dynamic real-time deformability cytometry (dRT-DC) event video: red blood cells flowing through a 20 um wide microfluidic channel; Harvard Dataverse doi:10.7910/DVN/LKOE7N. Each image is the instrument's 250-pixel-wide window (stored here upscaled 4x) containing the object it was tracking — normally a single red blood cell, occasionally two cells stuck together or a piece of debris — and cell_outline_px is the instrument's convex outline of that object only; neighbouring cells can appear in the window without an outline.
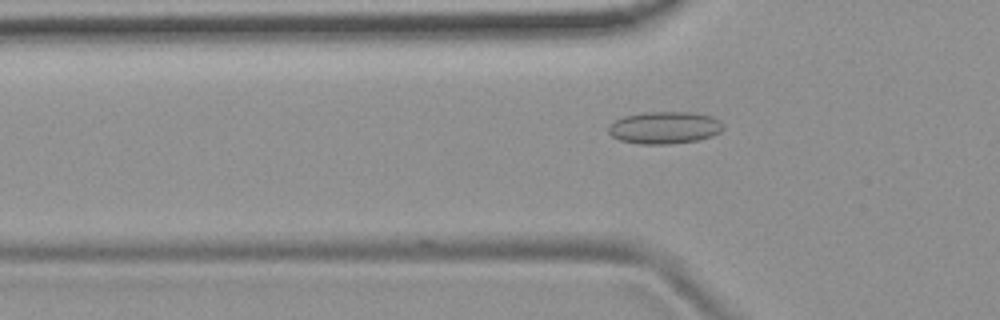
{"species": "common noctule bat (a hibernating species)", "species_latin": "Nyctalus noctula", "temperature_condition": "room temperature", "stored_images_in_passage": 10, "camera_frame_rate_fps": 3000, "um_per_image_px": 0.085, "animal": {"sex": "female", "body_mass_g": 19.9}, "frame": {"image": 1, "passage_image": 6, "time_ms": 1.667, "image_size_px": [1000, 320], "cell_outline_px": [[724, 128], [720, 132], [712, 136], [696, 140], [668, 144], [640, 144], [620, 140], [612, 136], [608, 132], [608, 124], [624, 116], [644, 112], [692, 112], [712, 116], [720, 120], [724, 124]], "centroid_in_image_um": [56.49, 10.84], "position_along_channel_um": 69.3, "area_um2": 21.68}}
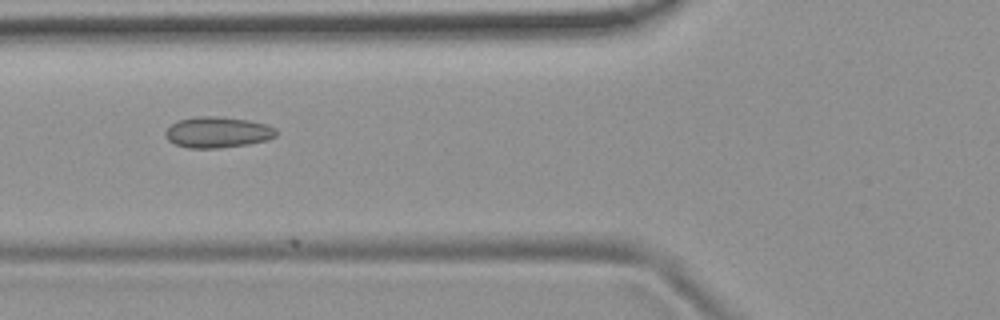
{"frame": {"image": 2, "passage_image": 9, "time_ms": 2.667, "image_size_px": [1000, 320], "cell_outline_px": [[276, 136], [268, 140], [248, 144], [220, 148], [188, 148], [176, 144], [168, 140], [164, 136], [164, 132], [172, 124], [180, 120], [196, 116], [216, 116], [248, 120], [264, 124], [276, 128]], "centroid_in_image_um": [18.49, 11.25], "position_along_channel_um": 107.3, "area_um2": 19.94}}